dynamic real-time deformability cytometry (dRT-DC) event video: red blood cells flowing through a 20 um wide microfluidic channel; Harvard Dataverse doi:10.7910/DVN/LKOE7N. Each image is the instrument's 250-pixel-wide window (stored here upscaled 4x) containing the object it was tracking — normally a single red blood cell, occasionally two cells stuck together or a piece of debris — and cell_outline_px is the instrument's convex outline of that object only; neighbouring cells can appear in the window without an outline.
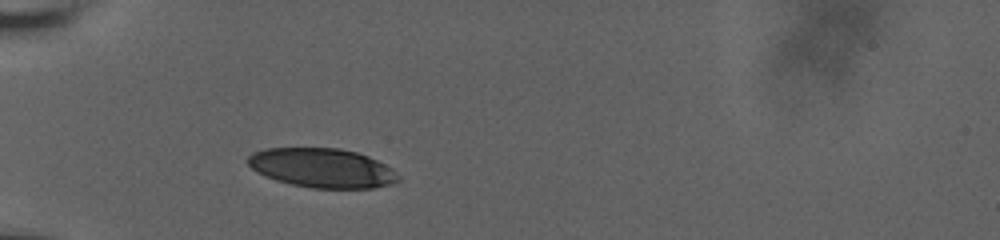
{"species": "human", "species_latin": "Homo sapiens", "temperature_condition": "room temperature", "stored_images_in_passage": 32, "camera_frame_rate_fps": 3000, "um_per_image_px": 0.085, "donor": {"sex": "male"}, "frame": {"image": 1, "passage_image": 1, "time_ms": 0.0, "image_size_px": [1000, 240], "cell_outline_px": [[400, 180], [388, 184], [372, 188], [312, 188], [292, 184], [276, 180], [264, 176], [256, 172], [248, 164], [248, 156], [252, 152], [264, 148], [340, 148], [356, 152], [368, 156], [392, 168], [400, 176]], "centroid_in_image_um": [27.36, 14.27], "position_along_channel_um": 57.6, "area_um2": 34.45}}
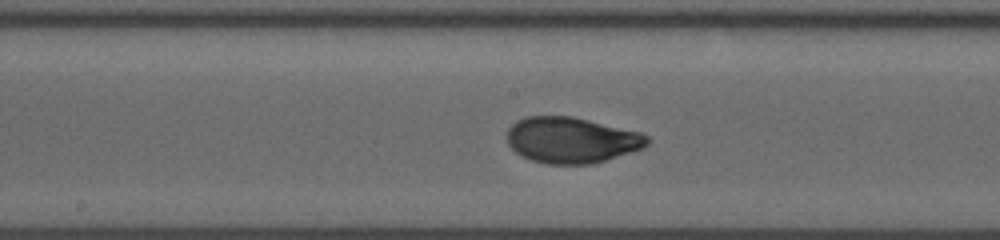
{"frame": {"image": 2, "passage_image": 14, "time_ms": 4.333, "image_size_px": [1000, 240], "cell_outline_px": [[652, 140], [644, 148], [592, 164], [544, 164], [532, 160], [516, 152], [508, 144], [508, 128], [516, 120], [528, 116], [572, 116], [640, 132], [648, 136]], "centroid_in_image_um": [48.59, 11.9], "position_along_channel_um": 199.6, "area_um2": 37.51}}
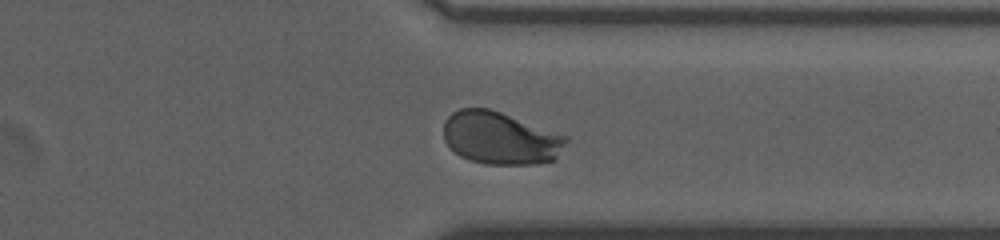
{"frame": {"image": 3, "passage_image": 28, "time_ms": 9.0, "image_size_px": [1000, 240], "cell_outline_px": [[568, 140], [556, 160], [536, 164], [488, 164], [468, 160], [460, 156], [444, 140], [444, 120], [452, 112], [460, 108], [488, 108], [500, 112], [568, 136]], "centroid_in_image_um": [42.54, 11.74], "position_along_channel_um": 368.9, "area_um2": 37.57}, "authors_computed_cell_mechanics": {"area_um2": 37.1076, "velocity_mm_per_s": 3.6325, "shape_relaxation_time_tau1_ms": 4.1953, "shape_relaxation_time_tau2_ms": null, "deformation_change_tau1": 0.173, "deformation_change_tau2": null}}